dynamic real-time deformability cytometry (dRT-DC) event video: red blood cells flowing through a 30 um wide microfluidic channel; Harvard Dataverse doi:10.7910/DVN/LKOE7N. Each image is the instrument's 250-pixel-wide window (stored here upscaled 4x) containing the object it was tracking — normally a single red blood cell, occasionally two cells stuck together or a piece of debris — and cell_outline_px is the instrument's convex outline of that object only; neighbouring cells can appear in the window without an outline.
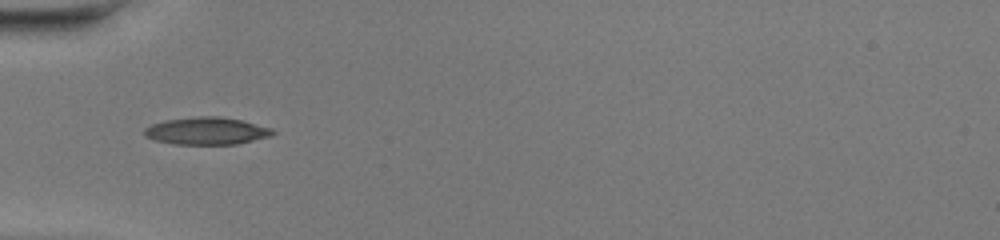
{"species": "common noctule bat (a hibernating species)", "species_latin": "Nyctalus noctula", "temperature_condition": "warm", "stored_images_in_passage": 22, "camera_frame_rate_fps": 3000, "um_per_image_px": 0.085, "animal": {"sex": "female", "body_mass_g": 20.0, "forearm_length_mm": 54.0}, "frame": {"image": 1, "passage_image": 1, "time_ms": 0.0, "image_size_px": [1000, 240], "cell_outline_px": [[276, 132], [272, 136], [236, 144], [172, 144], [156, 140], [144, 136], [144, 128], [152, 124], [164, 120], [196, 116], [220, 116], [240, 120], [272, 128]], "centroid_in_image_um": [17.56, 11.12], "position_along_channel_um": 67.4, "area_um2": 20.52}}
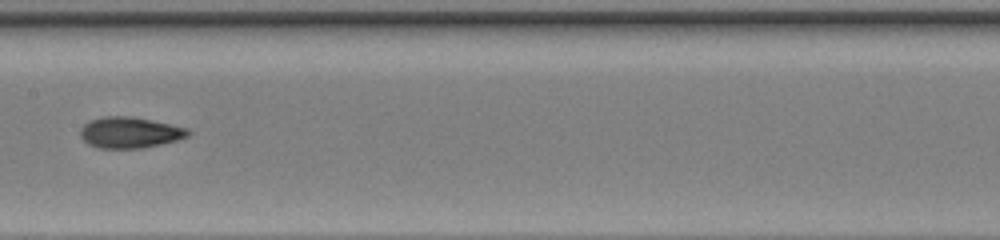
{"frame": {"image": 2, "passage_image": 10, "time_ms": 3.0, "image_size_px": [1000, 240], "cell_outline_px": [[192, 132], [188, 136], [176, 140], [144, 148], [100, 148], [88, 144], [80, 136], [80, 128], [88, 120], [104, 116], [132, 116], [152, 120], [188, 128]], "centroid_in_image_um": [11.02, 11.25], "position_along_channel_um": 196.4, "area_um2": 19.59}}
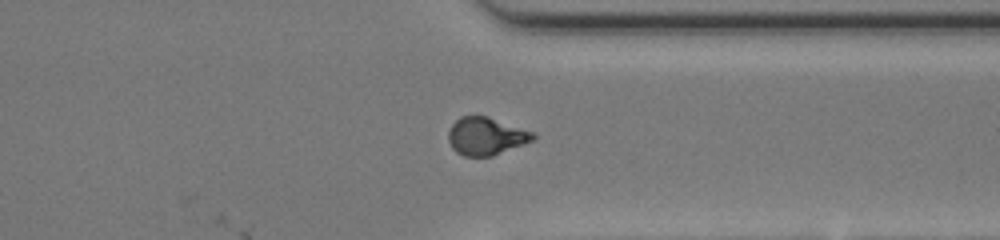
{"frame": {"image": 3, "passage_image": 22, "time_ms": 7.0, "image_size_px": [1000, 240], "cell_outline_px": [[536, 140], [492, 156], [464, 156], [456, 152], [452, 148], [448, 140], [448, 132], [452, 124], [460, 116], [488, 116], [536, 132]], "centroid_in_image_um": [41.35, 11.57], "position_along_channel_um": 370.0, "area_um2": 18.9}, "authors_computed_cell_mechanics": {"area_um2": 18.8717, "velocity_mm_per_s": 4.3535, "shape_relaxation_time_tau1_ms": null, "shape_relaxation_time_tau2_ms": 1.3459, "deformation_change_tau1": null, "deformation_change_tau2": 0.0719}}